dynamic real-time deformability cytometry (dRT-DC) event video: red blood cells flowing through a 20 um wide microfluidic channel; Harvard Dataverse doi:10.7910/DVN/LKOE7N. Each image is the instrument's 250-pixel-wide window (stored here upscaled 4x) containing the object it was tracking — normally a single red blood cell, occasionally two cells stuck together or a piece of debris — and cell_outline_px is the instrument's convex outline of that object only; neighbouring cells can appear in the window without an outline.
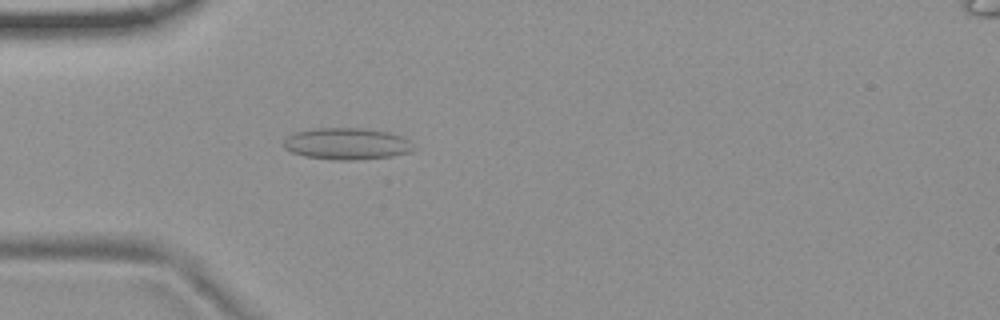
{"species": "common noctule bat (a hibernating species)", "species_latin": "Nyctalus noctula", "temperature_condition": "room temperature", "stored_images_in_passage": 53, "camera_frame_rate_fps": 3000, "um_per_image_px": 0.085, "animal": {"sex": "female", "body_mass_g": 19.9}, "frame": {"image": 1, "passage_image": 15, "time_ms": 4.667, "image_size_px": [1000, 320], "cell_outline_px": [[416, 148], [412, 152], [392, 156], [352, 160], [340, 160], [304, 156], [292, 152], [284, 148], [284, 140], [288, 136], [296, 132], [312, 128], [364, 128], [388, 132], [400, 136], [408, 140]], "centroid_in_image_um": [29.49, 12.21], "position_along_channel_um": 55.5, "area_um2": 23.93}}
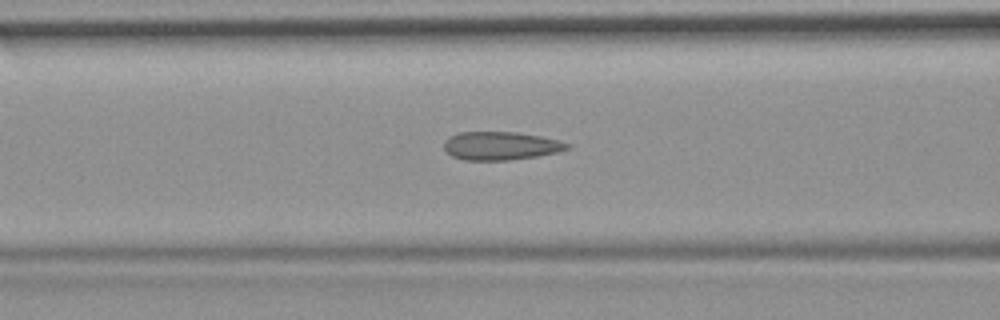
{"frame": {"image": 2, "passage_image": 21, "time_ms": 6.667, "image_size_px": [1000, 320], "cell_outline_px": [[572, 144], [568, 148], [556, 152], [536, 156], [508, 160], [464, 160], [452, 156], [444, 148], [444, 140], [460, 132], [516, 132], [540, 136], [560, 140]], "centroid_in_image_um": [42.57, 12.39], "position_along_channel_um": 124.0, "area_um2": 20.17}}
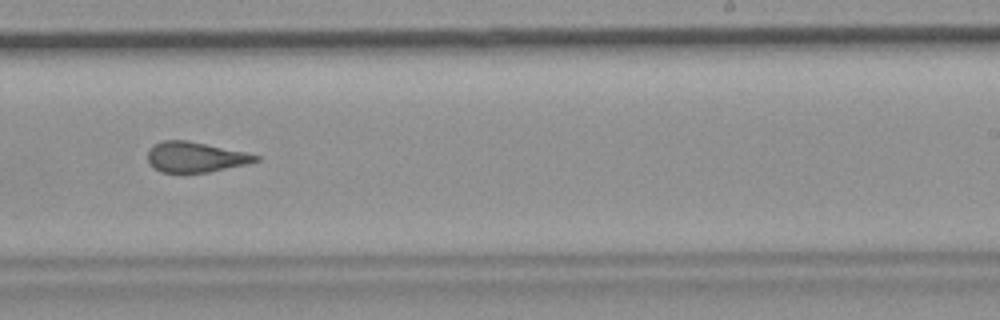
{"frame": {"image": 3, "passage_image": 33, "time_ms": 10.667, "image_size_px": [1000, 320], "cell_outline_px": [[260, 160], [244, 164], [208, 172], [164, 172], [152, 168], [148, 160], [148, 152], [152, 144], [164, 140], [188, 140], [244, 152], [260, 156]], "centroid_in_image_um": [16.56, 13.34], "position_along_channel_um": 272.4, "area_um2": 18.84}, "authors_computed_cell_mechanics": {"area_um2": 20.3456, "velocity_mm_per_s": 3.722, "shape_relaxation_time_tau1_ms": null, "shape_relaxation_time_tau2_ms": 1.5327, "deformation_change_tau1": null, "deformation_change_tau2": 0.1016}}